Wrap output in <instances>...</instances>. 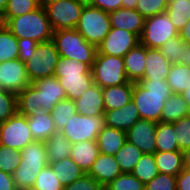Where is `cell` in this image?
Listing matches in <instances>:
<instances>
[{
	"label": "cell",
	"instance_id": "cell-1",
	"mask_svg": "<svg viewBox=\"0 0 190 190\" xmlns=\"http://www.w3.org/2000/svg\"><path fill=\"white\" fill-rule=\"evenodd\" d=\"M65 99L64 88L55 76L38 79L17 95L18 113L28 117L35 112H51Z\"/></svg>",
	"mask_w": 190,
	"mask_h": 190
},
{
	"label": "cell",
	"instance_id": "cell-2",
	"mask_svg": "<svg viewBox=\"0 0 190 190\" xmlns=\"http://www.w3.org/2000/svg\"><path fill=\"white\" fill-rule=\"evenodd\" d=\"M173 94L166 80H140L133 82L132 100L141 119L161 121L165 101Z\"/></svg>",
	"mask_w": 190,
	"mask_h": 190
},
{
	"label": "cell",
	"instance_id": "cell-3",
	"mask_svg": "<svg viewBox=\"0 0 190 190\" xmlns=\"http://www.w3.org/2000/svg\"><path fill=\"white\" fill-rule=\"evenodd\" d=\"M3 24L17 39H30L37 43L52 39L53 30L45 8L38 9L15 18H0Z\"/></svg>",
	"mask_w": 190,
	"mask_h": 190
},
{
	"label": "cell",
	"instance_id": "cell-4",
	"mask_svg": "<svg viewBox=\"0 0 190 190\" xmlns=\"http://www.w3.org/2000/svg\"><path fill=\"white\" fill-rule=\"evenodd\" d=\"M54 76L64 88L67 99L72 101L78 99L94 83L88 64L62 57L56 64Z\"/></svg>",
	"mask_w": 190,
	"mask_h": 190
},
{
	"label": "cell",
	"instance_id": "cell-5",
	"mask_svg": "<svg viewBox=\"0 0 190 190\" xmlns=\"http://www.w3.org/2000/svg\"><path fill=\"white\" fill-rule=\"evenodd\" d=\"M46 143L34 141L21 150L22 160L13 174L17 190H31L38 173L49 164Z\"/></svg>",
	"mask_w": 190,
	"mask_h": 190
},
{
	"label": "cell",
	"instance_id": "cell-6",
	"mask_svg": "<svg viewBox=\"0 0 190 190\" xmlns=\"http://www.w3.org/2000/svg\"><path fill=\"white\" fill-rule=\"evenodd\" d=\"M52 40L60 57L84 62L92 67L97 48L88 43L75 28L53 31Z\"/></svg>",
	"mask_w": 190,
	"mask_h": 190
},
{
	"label": "cell",
	"instance_id": "cell-7",
	"mask_svg": "<svg viewBox=\"0 0 190 190\" xmlns=\"http://www.w3.org/2000/svg\"><path fill=\"white\" fill-rule=\"evenodd\" d=\"M75 29L97 48L111 30L109 14L92 5L84 6Z\"/></svg>",
	"mask_w": 190,
	"mask_h": 190
},
{
	"label": "cell",
	"instance_id": "cell-8",
	"mask_svg": "<svg viewBox=\"0 0 190 190\" xmlns=\"http://www.w3.org/2000/svg\"><path fill=\"white\" fill-rule=\"evenodd\" d=\"M92 78L101 88L127 83L124 60L121 57L96 52L91 67Z\"/></svg>",
	"mask_w": 190,
	"mask_h": 190
},
{
	"label": "cell",
	"instance_id": "cell-9",
	"mask_svg": "<svg viewBox=\"0 0 190 190\" xmlns=\"http://www.w3.org/2000/svg\"><path fill=\"white\" fill-rule=\"evenodd\" d=\"M59 59L60 55L52 39L38 43L34 55L24 62L31 83L38 79L54 76Z\"/></svg>",
	"mask_w": 190,
	"mask_h": 190
},
{
	"label": "cell",
	"instance_id": "cell-10",
	"mask_svg": "<svg viewBox=\"0 0 190 190\" xmlns=\"http://www.w3.org/2000/svg\"><path fill=\"white\" fill-rule=\"evenodd\" d=\"M179 35L166 12L145 18L140 43L147 48L159 49L169 39Z\"/></svg>",
	"mask_w": 190,
	"mask_h": 190
},
{
	"label": "cell",
	"instance_id": "cell-11",
	"mask_svg": "<svg viewBox=\"0 0 190 190\" xmlns=\"http://www.w3.org/2000/svg\"><path fill=\"white\" fill-rule=\"evenodd\" d=\"M104 126V115L90 117L76 113L69 118L61 131L74 144L82 141L97 140V136Z\"/></svg>",
	"mask_w": 190,
	"mask_h": 190
},
{
	"label": "cell",
	"instance_id": "cell-12",
	"mask_svg": "<svg viewBox=\"0 0 190 190\" xmlns=\"http://www.w3.org/2000/svg\"><path fill=\"white\" fill-rule=\"evenodd\" d=\"M34 142L27 117L18 112L0 123V144L22 150L26 145Z\"/></svg>",
	"mask_w": 190,
	"mask_h": 190
},
{
	"label": "cell",
	"instance_id": "cell-13",
	"mask_svg": "<svg viewBox=\"0 0 190 190\" xmlns=\"http://www.w3.org/2000/svg\"><path fill=\"white\" fill-rule=\"evenodd\" d=\"M52 30L76 28L84 5L77 0H60L44 7Z\"/></svg>",
	"mask_w": 190,
	"mask_h": 190
},
{
	"label": "cell",
	"instance_id": "cell-14",
	"mask_svg": "<svg viewBox=\"0 0 190 190\" xmlns=\"http://www.w3.org/2000/svg\"><path fill=\"white\" fill-rule=\"evenodd\" d=\"M30 84L23 61L12 59L0 63V89L18 95Z\"/></svg>",
	"mask_w": 190,
	"mask_h": 190
},
{
	"label": "cell",
	"instance_id": "cell-15",
	"mask_svg": "<svg viewBox=\"0 0 190 190\" xmlns=\"http://www.w3.org/2000/svg\"><path fill=\"white\" fill-rule=\"evenodd\" d=\"M140 43V38L127 30L111 28L102 43L97 47L100 54L123 58L133 47Z\"/></svg>",
	"mask_w": 190,
	"mask_h": 190
},
{
	"label": "cell",
	"instance_id": "cell-16",
	"mask_svg": "<svg viewBox=\"0 0 190 190\" xmlns=\"http://www.w3.org/2000/svg\"><path fill=\"white\" fill-rule=\"evenodd\" d=\"M156 126V122L140 118L127 131V141L139 148L143 154H154Z\"/></svg>",
	"mask_w": 190,
	"mask_h": 190
},
{
	"label": "cell",
	"instance_id": "cell-17",
	"mask_svg": "<svg viewBox=\"0 0 190 190\" xmlns=\"http://www.w3.org/2000/svg\"><path fill=\"white\" fill-rule=\"evenodd\" d=\"M108 14L110 17L111 28L130 31L140 38L143 32L145 18L135 9L121 7Z\"/></svg>",
	"mask_w": 190,
	"mask_h": 190
},
{
	"label": "cell",
	"instance_id": "cell-18",
	"mask_svg": "<svg viewBox=\"0 0 190 190\" xmlns=\"http://www.w3.org/2000/svg\"><path fill=\"white\" fill-rule=\"evenodd\" d=\"M74 102L78 114L90 117L104 115L105 107L102 88L95 83Z\"/></svg>",
	"mask_w": 190,
	"mask_h": 190
},
{
	"label": "cell",
	"instance_id": "cell-19",
	"mask_svg": "<svg viewBox=\"0 0 190 190\" xmlns=\"http://www.w3.org/2000/svg\"><path fill=\"white\" fill-rule=\"evenodd\" d=\"M139 119V111L133 100L121 108L104 111V121L106 126L121 129L126 132Z\"/></svg>",
	"mask_w": 190,
	"mask_h": 190
},
{
	"label": "cell",
	"instance_id": "cell-20",
	"mask_svg": "<svg viewBox=\"0 0 190 190\" xmlns=\"http://www.w3.org/2000/svg\"><path fill=\"white\" fill-rule=\"evenodd\" d=\"M121 173L114 156L100 153L87 174L105 187Z\"/></svg>",
	"mask_w": 190,
	"mask_h": 190
},
{
	"label": "cell",
	"instance_id": "cell-21",
	"mask_svg": "<svg viewBox=\"0 0 190 190\" xmlns=\"http://www.w3.org/2000/svg\"><path fill=\"white\" fill-rule=\"evenodd\" d=\"M171 63L159 49L146 47V68L141 80H167Z\"/></svg>",
	"mask_w": 190,
	"mask_h": 190
},
{
	"label": "cell",
	"instance_id": "cell-22",
	"mask_svg": "<svg viewBox=\"0 0 190 190\" xmlns=\"http://www.w3.org/2000/svg\"><path fill=\"white\" fill-rule=\"evenodd\" d=\"M126 77L131 82H139L146 68V46L139 43L124 57Z\"/></svg>",
	"mask_w": 190,
	"mask_h": 190
},
{
	"label": "cell",
	"instance_id": "cell-23",
	"mask_svg": "<svg viewBox=\"0 0 190 190\" xmlns=\"http://www.w3.org/2000/svg\"><path fill=\"white\" fill-rule=\"evenodd\" d=\"M100 154L97 141H82L72 144L71 159L87 174Z\"/></svg>",
	"mask_w": 190,
	"mask_h": 190
},
{
	"label": "cell",
	"instance_id": "cell-24",
	"mask_svg": "<svg viewBox=\"0 0 190 190\" xmlns=\"http://www.w3.org/2000/svg\"><path fill=\"white\" fill-rule=\"evenodd\" d=\"M96 141L100 153L114 156L127 141V132L105 125Z\"/></svg>",
	"mask_w": 190,
	"mask_h": 190
},
{
	"label": "cell",
	"instance_id": "cell-25",
	"mask_svg": "<svg viewBox=\"0 0 190 190\" xmlns=\"http://www.w3.org/2000/svg\"><path fill=\"white\" fill-rule=\"evenodd\" d=\"M27 122L34 141L45 142L57 131L50 112H35Z\"/></svg>",
	"mask_w": 190,
	"mask_h": 190
},
{
	"label": "cell",
	"instance_id": "cell-26",
	"mask_svg": "<svg viewBox=\"0 0 190 190\" xmlns=\"http://www.w3.org/2000/svg\"><path fill=\"white\" fill-rule=\"evenodd\" d=\"M105 110H113L125 106L132 101L133 82L102 88Z\"/></svg>",
	"mask_w": 190,
	"mask_h": 190
},
{
	"label": "cell",
	"instance_id": "cell-27",
	"mask_svg": "<svg viewBox=\"0 0 190 190\" xmlns=\"http://www.w3.org/2000/svg\"><path fill=\"white\" fill-rule=\"evenodd\" d=\"M154 158L159 173L177 176L184 169L181 150L156 151Z\"/></svg>",
	"mask_w": 190,
	"mask_h": 190
},
{
	"label": "cell",
	"instance_id": "cell-28",
	"mask_svg": "<svg viewBox=\"0 0 190 190\" xmlns=\"http://www.w3.org/2000/svg\"><path fill=\"white\" fill-rule=\"evenodd\" d=\"M49 165L63 187L70 185L85 174L71 157L57 162H49Z\"/></svg>",
	"mask_w": 190,
	"mask_h": 190
},
{
	"label": "cell",
	"instance_id": "cell-29",
	"mask_svg": "<svg viewBox=\"0 0 190 190\" xmlns=\"http://www.w3.org/2000/svg\"><path fill=\"white\" fill-rule=\"evenodd\" d=\"M190 108L181 94L173 93L164 103L161 112V122H175L189 116Z\"/></svg>",
	"mask_w": 190,
	"mask_h": 190
},
{
	"label": "cell",
	"instance_id": "cell-30",
	"mask_svg": "<svg viewBox=\"0 0 190 190\" xmlns=\"http://www.w3.org/2000/svg\"><path fill=\"white\" fill-rule=\"evenodd\" d=\"M45 143L49 162H57L70 157L72 143L61 130L56 131Z\"/></svg>",
	"mask_w": 190,
	"mask_h": 190
},
{
	"label": "cell",
	"instance_id": "cell-31",
	"mask_svg": "<svg viewBox=\"0 0 190 190\" xmlns=\"http://www.w3.org/2000/svg\"><path fill=\"white\" fill-rule=\"evenodd\" d=\"M166 81L173 93L181 94L190 87V66L171 64Z\"/></svg>",
	"mask_w": 190,
	"mask_h": 190
},
{
	"label": "cell",
	"instance_id": "cell-32",
	"mask_svg": "<svg viewBox=\"0 0 190 190\" xmlns=\"http://www.w3.org/2000/svg\"><path fill=\"white\" fill-rule=\"evenodd\" d=\"M143 152L135 145L126 141L116 152L114 158L122 173H132Z\"/></svg>",
	"mask_w": 190,
	"mask_h": 190
},
{
	"label": "cell",
	"instance_id": "cell-33",
	"mask_svg": "<svg viewBox=\"0 0 190 190\" xmlns=\"http://www.w3.org/2000/svg\"><path fill=\"white\" fill-rule=\"evenodd\" d=\"M175 135L173 122H158L155 135L156 151L179 150Z\"/></svg>",
	"mask_w": 190,
	"mask_h": 190
},
{
	"label": "cell",
	"instance_id": "cell-34",
	"mask_svg": "<svg viewBox=\"0 0 190 190\" xmlns=\"http://www.w3.org/2000/svg\"><path fill=\"white\" fill-rule=\"evenodd\" d=\"M165 12L179 32L190 20V0H169Z\"/></svg>",
	"mask_w": 190,
	"mask_h": 190
},
{
	"label": "cell",
	"instance_id": "cell-35",
	"mask_svg": "<svg viewBox=\"0 0 190 190\" xmlns=\"http://www.w3.org/2000/svg\"><path fill=\"white\" fill-rule=\"evenodd\" d=\"M18 39L0 23V63L18 59Z\"/></svg>",
	"mask_w": 190,
	"mask_h": 190
},
{
	"label": "cell",
	"instance_id": "cell-36",
	"mask_svg": "<svg viewBox=\"0 0 190 190\" xmlns=\"http://www.w3.org/2000/svg\"><path fill=\"white\" fill-rule=\"evenodd\" d=\"M132 174L144 184L156 177L159 172L154 154H143L132 171Z\"/></svg>",
	"mask_w": 190,
	"mask_h": 190
},
{
	"label": "cell",
	"instance_id": "cell-37",
	"mask_svg": "<svg viewBox=\"0 0 190 190\" xmlns=\"http://www.w3.org/2000/svg\"><path fill=\"white\" fill-rule=\"evenodd\" d=\"M50 113L56 130L60 131L67 124L69 118L77 113L75 102L71 99L61 100L52 108Z\"/></svg>",
	"mask_w": 190,
	"mask_h": 190
},
{
	"label": "cell",
	"instance_id": "cell-38",
	"mask_svg": "<svg viewBox=\"0 0 190 190\" xmlns=\"http://www.w3.org/2000/svg\"><path fill=\"white\" fill-rule=\"evenodd\" d=\"M22 160L21 151L0 144V170L13 175Z\"/></svg>",
	"mask_w": 190,
	"mask_h": 190
},
{
	"label": "cell",
	"instance_id": "cell-39",
	"mask_svg": "<svg viewBox=\"0 0 190 190\" xmlns=\"http://www.w3.org/2000/svg\"><path fill=\"white\" fill-rule=\"evenodd\" d=\"M38 8L37 0H8L4 14L0 18H15Z\"/></svg>",
	"mask_w": 190,
	"mask_h": 190
},
{
	"label": "cell",
	"instance_id": "cell-40",
	"mask_svg": "<svg viewBox=\"0 0 190 190\" xmlns=\"http://www.w3.org/2000/svg\"><path fill=\"white\" fill-rule=\"evenodd\" d=\"M31 190H63V186L48 164L38 173Z\"/></svg>",
	"mask_w": 190,
	"mask_h": 190
},
{
	"label": "cell",
	"instance_id": "cell-41",
	"mask_svg": "<svg viewBox=\"0 0 190 190\" xmlns=\"http://www.w3.org/2000/svg\"><path fill=\"white\" fill-rule=\"evenodd\" d=\"M105 188L107 190H145V184L132 173H121Z\"/></svg>",
	"mask_w": 190,
	"mask_h": 190
},
{
	"label": "cell",
	"instance_id": "cell-42",
	"mask_svg": "<svg viewBox=\"0 0 190 190\" xmlns=\"http://www.w3.org/2000/svg\"><path fill=\"white\" fill-rule=\"evenodd\" d=\"M183 48H185V42L178 35L169 39L159 48V51L171 64H173L182 61Z\"/></svg>",
	"mask_w": 190,
	"mask_h": 190
},
{
	"label": "cell",
	"instance_id": "cell-43",
	"mask_svg": "<svg viewBox=\"0 0 190 190\" xmlns=\"http://www.w3.org/2000/svg\"><path fill=\"white\" fill-rule=\"evenodd\" d=\"M18 112L17 95L0 89V123Z\"/></svg>",
	"mask_w": 190,
	"mask_h": 190
},
{
	"label": "cell",
	"instance_id": "cell-44",
	"mask_svg": "<svg viewBox=\"0 0 190 190\" xmlns=\"http://www.w3.org/2000/svg\"><path fill=\"white\" fill-rule=\"evenodd\" d=\"M169 0H138L135 10L144 18L163 13Z\"/></svg>",
	"mask_w": 190,
	"mask_h": 190
},
{
	"label": "cell",
	"instance_id": "cell-45",
	"mask_svg": "<svg viewBox=\"0 0 190 190\" xmlns=\"http://www.w3.org/2000/svg\"><path fill=\"white\" fill-rule=\"evenodd\" d=\"M178 149L183 151L190 147V115L173 122Z\"/></svg>",
	"mask_w": 190,
	"mask_h": 190
},
{
	"label": "cell",
	"instance_id": "cell-46",
	"mask_svg": "<svg viewBox=\"0 0 190 190\" xmlns=\"http://www.w3.org/2000/svg\"><path fill=\"white\" fill-rule=\"evenodd\" d=\"M145 190H177L176 176L159 173L145 184Z\"/></svg>",
	"mask_w": 190,
	"mask_h": 190
},
{
	"label": "cell",
	"instance_id": "cell-47",
	"mask_svg": "<svg viewBox=\"0 0 190 190\" xmlns=\"http://www.w3.org/2000/svg\"><path fill=\"white\" fill-rule=\"evenodd\" d=\"M104 187L97 182L93 177L84 174L82 177L74 181L68 186L63 187V190H103Z\"/></svg>",
	"mask_w": 190,
	"mask_h": 190
},
{
	"label": "cell",
	"instance_id": "cell-48",
	"mask_svg": "<svg viewBox=\"0 0 190 190\" xmlns=\"http://www.w3.org/2000/svg\"><path fill=\"white\" fill-rule=\"evenodd\" d=\"M37 44L38 43L36 41L30 39H18V59H20L23 62L29 60L34 55Z\"/></svg>",
	"mask_w": 190,
	"mask_h": 190
},
{
	"label": "cell",
	"instance_id": "cell-49",
	"mask_svg": "<svg viewBox=\"0 0 190 190\" xmlns=\"http://www.w3.org/2000/svg\"><path fill=\"white\" fill-rule=\"evenodd\" d=\"M92 6L109 13L121 8L122 0H94Z\"/></svg>",
	"mask_w": 190,
	"mask_h": 190
},
{
	"label": "cell",
	"instance_id": "cell-50",
	"mask_svg": "<svg viewBox=\"0 0 190 190\" xmlns=\"http://www.w3.org/2000/svg\"><path fill=\"white\" fill-rule=\"evenodd\" d=\"M176 188L177 190H190V170L184 168L176 176Z\"/></svg>",
	"mask_w": 190,
	"mask_h": 190
},
{
	"label": "cell",
	"instance_id": "cell-51",
	"mask_svg": "<svg viewBox=\"0 0 190 190\" xmlns=\"http://www.w3.org/2000/svg\"><path fill=\"white\" fill-rule=\"evenodd\" d=\"M0 190H17L13 175L0 170Z\"/></svg>",
	"mask_w": 190,
	"mask_h": 190
},
{
	"label": "cell",
	"instance_id": "cell-52",
	"mask_svg": "<svg viewBox=\"0 0 190 190\" xmlns=\"http://www.w3.org/2000/svg\"><path fill=\"white\" fill-rule=\"evenodd\" d=\"M180 38L190 44V20L185 24L181 31H179Z\"/></svg>",
	"mask_w": 190,
	"mask_h": 190
},
{
	"label": "cell",
	"instance_id": "cell-53",
	"mask_svg": "<svg viewBox=\"0 0 190 190\" xmlns=\"http://www.w3.org/2000/svg\"><path fill=\"white\" fill-rule=\"evenodd\" d=\"M179 64L190 66V44L185 42V48H183L182 61Z\"/></svg>",
	"mask_w": 190,
	"mask_h": 190
},
{
	"label": "cell",
	"instance_id": "cell-54",
	"mask_svg": "<svg viewBox=\"0 0 190 190\" xmlns=\"http://www.w3.org/2000/svg\"><path fill=\"white\" fill-rule=\"evenodd\" d=\"M183 153V166L186 169L190 168V147L184 149Z\"/></svg>",
	"mask_w": 190,
	"mask_h": 190
},
{
	"label": "cell",
	"instance_id": "cell-55",
	"mask_svg": "<svg viewBox=\"0 0 190 190\" xmlns=\"http://www.w3.org/2000/svg\"><path fill=\"white\" fill-rule=\"evenodd\" d=\"M138 0H122V7L128 9H135Z\"/></svg>",
	"mask_w": 190,
	"mask_h": 190
},
{
	"label": "cell",
	"instance_id": "cell-56",
	"mask_svg": "<svg viewBox=\"0 0 190 190\" xmlns=\"http://www.w3.org/2000/svg\"><path fill=\"white\" fill-rule=\"evenodd\" d=\"M190 108V87L181 93Z\"/></svg>",
	"mask_w": 190,
	"mask_h": 190
},
{
	"label": "cell",
	"instance_id": "cell-57",
	"mask_svg": "<svg viewBox=\"0 0 190 190\" xmlns=\"http://www.w3.org/2000/svg\"><path fill=\"white\" fill-rule=\"evenodd\" d=\"M60 0H37L39 7H46L48 4L53 3V2H57Z\"/></svg>",
	"mask_w": 190,
	"mask_h": 190
},
{
	"label": "cell",
	"instance_id": "cell-58",
	"mask_svg": "<svg viewBox=\"0 0 190 190\" xmlns=\"http://www.w3.org/2000/svg\"><path fill=\"white\" fill-rule=\"evenodd\" d=\"M8 0H0V17L4 14Z\"/></svg>",
	"mask_w": 190,
	"mask_h": 190
},
{
	"label": "cell",
	"instance_id": "cell-59",
	"mask_svg": "<svg viewBox=\"0 0 190 190\" xmlns=\"http://www.w3.org/2000/svg\"><path fill=\"white\" fill-rule=\"evenodd\" d=\"M77 1L84 6H91L94 3V0H77Z\"/></svg>",
	"mask_w": 190,
	"mask_h": 190
}]
</instances>
